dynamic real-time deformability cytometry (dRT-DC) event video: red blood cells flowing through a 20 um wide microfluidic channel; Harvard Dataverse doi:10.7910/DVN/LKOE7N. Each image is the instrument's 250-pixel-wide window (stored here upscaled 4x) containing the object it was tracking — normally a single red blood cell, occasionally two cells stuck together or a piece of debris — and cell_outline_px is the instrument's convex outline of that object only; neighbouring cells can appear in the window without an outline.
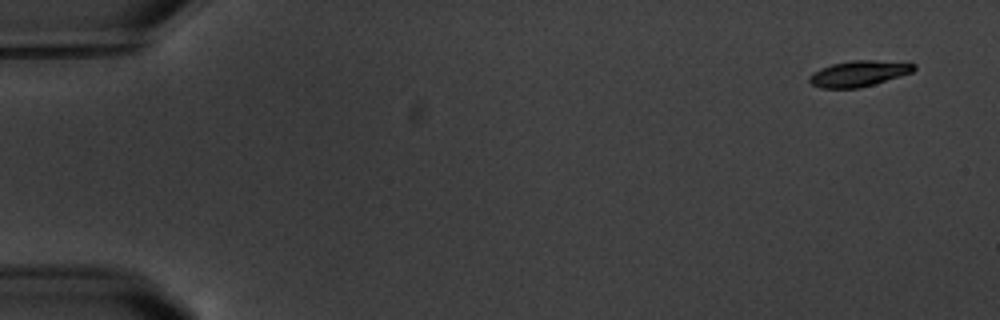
{"species": "common noctule bat (a hibernating species)", "species_latin": "Nyctalus noctula", "temperature_condition": "warm", "stored_images_in_passage": 11, "camera_frame_rate_fps": 3000, "um_per_image_px": 0.085, "animal": {"sex": "male", "body_mass_g": 20.1, "forearm_length_mm": 53.5}, "frame": {"image": 1, "passage_image": 1, "time_ms": 0.0, "image_size_px": [1000, 320], "cell_outline_px": [[916, 68], [912, 72], [900, 76], [860, 88], [820, 88], [812, 84], [808, 80], [808, 76], [812, 72], [820, 68], [832, 64], [852, 60], [876, 60], [916, 64]], "centroid_in_image_um": [72.95, 6.25], "position_along_channel_um": 12.0, "area_um2": 15.72}}
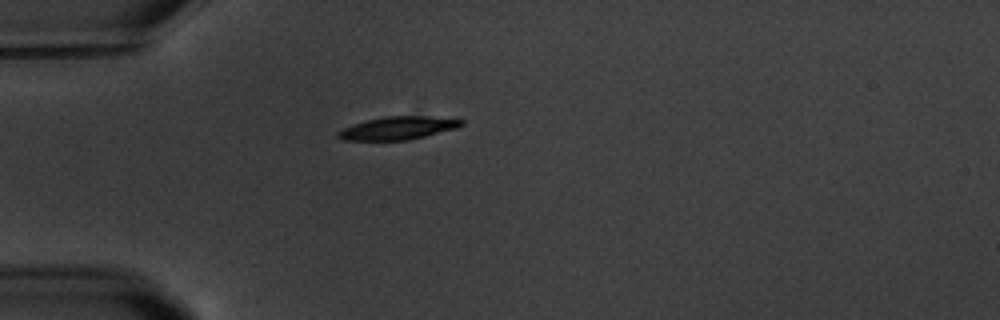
{"frame": {"image": 2, "passage_image": 5, "time_ms": 4.667, "image_size_px": [1000, 320], "cell_outline_px": [[464, 124], [456, 128], [408, 140], [340, 140], [336, 136], [336, 132], [352, 124], [384, 116], [428, 116], [464, 120]], "centroid_in_image_um": [33.78, 10.88], "position_along_channel_um": 51.2, "area_um2": 16.42}}
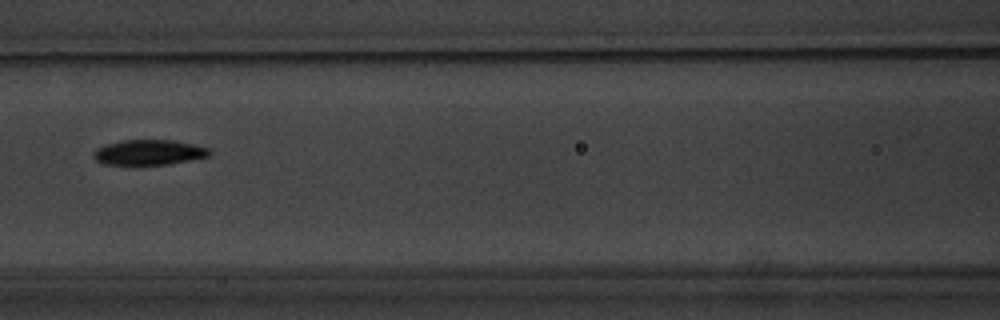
{"frame": {"image": 3, "passage_image": 8, "time_ms": 8.0, "image_size_px": [1000, 320], "cell_outline_px": [[212, 152], [208, 156], [168, 164], [104, 164], [96, 160], [92, 156], [92, 152], [96, 148], [104, 144], [124, 140], [172, 140], [192, 144], [208, 148]], "centroid_in_image_um": [12.6, 12.94], "position_along_channel_um": 154.0, "area_um2": 16.88}}